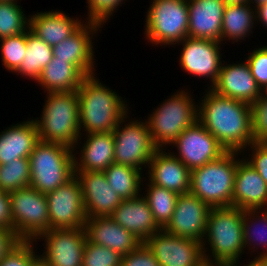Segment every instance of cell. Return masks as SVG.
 Returning a JSON list of instances; mask_svg holds the SVG:
<instances>
[{
    "label": "cell",
    "mask_w": 267,
    "mask_h": 266,
    "mask_svg": "<svg viewBox=\"0 0 267 266\" xmlns=\"http://www.w3.org/2000/svg\"><path fill=\"white\" fill-rule=\"evenodd\" d=\"M244 210L237 207L211 208L202 240L205 265L230 264L242 260Z\"/></svg>",
    "instance_id": "obj_3"
},
{
    "label": "cell",
    "mask_w": 267,
    "mask_h": 266,
    "mask_svg": "<svg viewBox=\"0 0 267 266\" xmlns=\"http://www.w3.org/2000/svg\"><path fill=\"white\" fill-rule=\"evenodd\" d=\"M111 188L122 199H132L142 193L144 171L127 165L112 163L103 171Z\"/></svg>",
    "instance_id": "obj_32"
},
{
    "label": "cell",
    "mask_w": 267,
    "mask_h": 266,
    "mask_svg": "<svg viewBox=\"0 0 267 266\" xmlns=\"http://www.w3.org/2000/svg\"><path fill=\"white\" fill-rule=\"evenodd\" d=\"M103 83L95 73L86 76L77 89L81 135L112 132L132 112L127 99Z\"/></svg>",
    "instance_id": "obj_2"
},
{
    "label": "cell",
    "mask_w": 267,
    "mask_h": 266,
    "mask_svg": "<svg viewBox=\"0 0 267 266\" xmlns=\"http://www.w3.org/2000/svg\"><path fill=\"white\" fill-rule=\"evenodd\" d=\"M241 154L267 184V143L253 142L250 146L244 149Z\"/></svg>",
    "instance_id": "obj_42"
},
{
    "label": "cell",
    "mask_w": 267,
    "mask_h": 266,
    "mask_svg": "<svg viewBox=\"0 0 267 266\" xmlns=\"http://www.w3.org/2000/svg\"><path fill=\"white\" fill-rule=\"evenodd\" d=\"M53 57V48L37 37L29 29L27 30V47L25 57L20 67L14 72L28 80H38L41 71L48 65Z\"/></svg>",
    "instance_id": "obj_31"
},
{
    "label": "cell",
    "mask_w": 267,
    "mask_h": 266,
    "mask_svg": "<svg viewBox=\"0 0 267 266\" xmlns=\"http://www.w3.org/2000/svg\"><path fill=\"white\" fill-rule=\"evenodd\" d=\"M240 61L226 63L223 60L218 79L210 89L221 96L252 105L260 97V87L246 60Z\"/></svg>",
    "instance_id": "obj_19"
},
{
    "label": "cell",
    "mask_w": 267,
    "mask_h": 266,
    "mask_svg": "<svg viewBox=\"0 0 267 266\" xmlns=\"http://www.w3.org/2000/svg\"><path fill=\"white\" fill-rule=\"evenodd\" d=\"M210 210L207 204L192 193L179 194L171 220L164 230L202 243Z\"/></svg>",
    "instance_id": "obj_17"
},
{
    "label": "cell",
    "mask_w": 267,
    "mask_h": 266,
    "mask_svg": "<svg viewBox=\"0 0 267 266\" xmlns=\"http://www.w3.org/2000/svg\"><path fill=\"white\" fill-rule=\"evenodd\" d=\"M243 236L245 253L249 258L251 255L267 258V209L244 210Z\"/></svg>",
    "instance_id": "obj_30"
},
{
    "label": "cell",
    "mask_w": 267,
    "mask_h": 266,
    "mask_svg": "<svg viewBox=\"0 0 267 266\" xmlns=\"http://www.w3.org/2000/svg\"><path fill=\"white\" fill-rule=\"evenodd\" d=\"M144 38L154 47H174L188 37L187 0H151L147 7Z\"/></svg>",
    "instance_id": "obj_8"
},
{
    "label": "cell",
    "mask_w": 267,
    "mask_h": 266,
    "mask_svg": "<svg viewBox=\"0 0 267 266\" xmlns=\"http://www.w3.org/2000/svg\"><path fill=\"white\" fill-rule=\"evenodd\" d=\"M39 141L37 126L32 118L7 126L0 131V165L18 158H29Z\"/></svg>",
    "instance_id": "obj_27"
},
{
    "label": "cell",
    "mask_w": 267,
    "mask_h": 266,
    "mask_svg": "<svg viewBox=\"0 0 267 266\" xmlns=\"http://www.w3.org/2000/svg\"><path fill=\"white\" fill-rule=\"evenodd\" d=\"M110 217L142 243L161 230L142 194L132 199L122 200Z\"/></svg>",
    "instance_id": "obj_25"
},
{
    "label": "cell",
    "mask_w": 267,
    "mask_h": 266,
    "mask_svg": "<svg viewBox=\"0 0 267 266\" xmlns=\"http://www.w3.org/2000/svg\"><path fill=\"white\" fill-rule=\"evenodd\" d=\"M0 1H19V0H0ZM21 2V0H20Z\"/></svg>",
    "instance_id": "obj_53"
},
{
    "label": "cell",
    "mask_w": 267,
    "mask_h": 266,
    "mask_svg": "<svg viewBox=\"0 0 267 266\" xmlns=\"http://www.w3.org/2000/svg\"><path fill=\"white\" fill-rule=\"evenodd\" d=\"M144 244L160 266H205L202 244L195 239L179 237L161 229Z\"/></svg>",
    "instance_id": "obj_15"
},
{
    "label": "cell",
    "mask_w": 267,
    "mask_h": 266,
    "mask_svg": "<svg viewBox=\"0 0 267 266\" xmlns=\"http://www.w3.org/2000/svg\"><path fill=\"white\" fill-rule=\"evenodd\" d=\"M30 185L47 194L75 176L73 149L52 142L39 141L29 156Z\"/></svg>",
    "instance_id": "obj_7"
},
{
    "label": "cell",
    "mask_w": 267,
    "mask_h": 266,
    "mask_svg": "<svg viewBox=\"0 0 267 266\" xmlns=\"http://www.w3.org/2000/svg\"><path fill=\"white\" fill-rule=\"evenodd\" d=\"M252 134L254 142L267 140V99L259 97L251 105Z\"/></svg>",
    "instance_id": "obj_41"
},
{
    "label": "cell",
    "mask_w": 267,
    "mask_h": 266,
    "mask_svg": "<svg viewBox=\"0 0 267 266\" xmlns=\"http://www.w3.org/2000/svg\"><path fill=\"white\" fill-rule=\"evenodd\" d=\"M45 196L50 229L84 228L87 216L81 186L76 176Z\"/></svg>",
    "instance_id": "obj_13"
},
{
    "label": "cell",
    "mask_w": 267,
    "mask_h": 266,
    "mask_svg": "<svg viewBox=\"0 0 267 266\" xmlns=\"http://www.w3.org/2000/svg\"><path fill=\"white\" fill-rule=\"evenodd\" d=\"M242 158L239 152H226L219 159L193 169L189 192L210 208L232 206L235 173Z\"/></svg>",
    "instance_id": "obj_6"
},
{
    "label": "cell",
    "mask_w": 267,
    "mask_h": 266,
    "mask_svg": "<svg viewBox=\"0 0 267 266\" xmlns=\"http://www.w3.org/2000/svg\"><path fill=\"white\" fill-rule=\"evenodd\" d=\"M260 97L267 99V84L260 88Z\"/></svg>",
    "instance_id": "obj_50"
},
{
    "label": "cell",
    "mask_w": 267,
    "mask_h": 266,
    "mask_svg": "<svg viewBox=\"0 0 267 266\" xmlns=\"http://www.w3.org/2000/svg\"><path fill=\"white\" fill-rule=\"evenodd\" d=\"M0 227L13 229L9 192L0 191Z\"/></svg>",
    "instance_id": "obj_45"
},
{
    "label": "cell",
    "mask_w": 267,
    "mask_h": 266,
    "mask_svg": "<svg viewBox=\"0 0 267 266\" xmlns=\"http://www.w3.org/2000/svg\"><path fill=\"white\" fill-rule=\"evenodd\" d=\"M186 87L174 91L156 106L145 121L158 149H167L182 132L198 120V102Z\"/></svg>",
    "instance_id": "obj_4"
},
{
    "label": "cell",
    "mask_w": 267,
    "mask_h": 266,
    "mask_svg": "<svg viewBox=\"0 0 267 266\" xmlns=\"http://www.w3.org/2000/svg\"><path fill=\"white\" fill-rule=\"evenodd\" d=\"M256 9V24L265 28L267 30V3H264Z\"/></svg>",
    "instance_id": "obj_46"
},
{
    "label": "cell",
    "mask_w": 267,
    "mask_h": 266,
    "mask_svg": "<svg viewBox=\"0 0 267 266\" xmlns=\"http://www.w3.org/2000/svg\"><path fill=\"white\" fill-rule=\"evenodd\" d=\"M86 240L85 229L74 228L50 229L42 233L35 242H44L39 258L47 266H82Z\"/></svg>",
    "instance_id": "obj_14"
},
{
    "label": "cell",
    "mask_w": 267,
    "mask_h": 266,
    "mask_svg": "<svg viewBox=\"0 0 267 266\" xmlns=\"http://www.w3.org/2000/svg\"><path fill=\"white\" fill-rule=\"evenodd\" d=\"M142 189L145 190L142 195L146 199L156 223L161 229H164L171 220L179 194L152 184L146 177L143 180Z\"/></svg>",
    "instance_id": "obj_33"
},
{
    "label": "cell",
    "mask_w": 267,
    "mask_h": 266,
    "mask_svg": "<svg viewBox=\"0 0 267 266\" xmlns=\"http://www.w3.org/2000/svg\"><path fill=\"white\" fill-rule=\"evenodd\" d=\"M21 241L13 229L0 227V261Z\"/></svg>",
    "instance_id": "obj_44"
},
{
    "label": "cell",
    "mask_w": 267,
    "mask_h": 266,
    "mask_svg": "<svg viewBox=\"0 0 267 266\" xmlns=\"http://www.w3.org/2000/svg\"><path fill=\"white\" fill-rule=\"evenodd\" d=\"M198 101V121L226 150L239 152L254 142L251 105L221 96L210 88Z\"/></svg>",
    "instance_id": "obj_1"
},
{
    "label": "cell",
    "mask_w": 267,
    "mask_h": 266,
    "mask_svg": "<svg viewBox=\"0 0 267 266\" xmlns=\"http://www.w3.org/2000/svg\"><path fill=\"white\" fill-rule=\"evenodd\" d=\"M84 229L90 242L108 247L121 255L133 252L142 243L110 216L86 218Z\"/></svg>",
    "instance_id": "obj_24"
},
{
    "label": "cell",
    "mask_w": 267,
    "mask_h": 266,
    "mask_svg": "<svg viewBox=\"0 0 267 266\" xmlns=\"http://www.w3.org/2000/svg\"><path fill=\"white\" fill-rule=\"evenodd\" d=\"M75 176L81 186L87 218L108 217L122 202L103 171H75Z\"/></svg>",
    "instance_id": "obj_18"
},
{
    "label": "cell",
    "mask_w": 267,
    "mask_h": 266,
    "mask_svg": "<svg viewBox=\"0 0 267 266\" xmlns=\"http://www.w3.org/2000/svg\"><path fill=\"white\" fill-rule=\"evenodd\" d=\"M170 146L171 150H167L190 171L217 160L226 153L218 140L198 120L185 129ZM173 148L177 152L172 151Z\"/></svg>",
    "instance_id": "obj_12"
},
{
    "label": "cell",
    "mask_w": 267,
    "mask_h": 266,
    "mask_svg": "<svg viewBox=\"0 0 267 266\" xmlns=\"http://www.w3.org/2000/svg\"><path fill=\"white\" fill-rule=\"evenodd\" d=\"M121 266H160L154 255L141 243L133 252L122 255Z\"/></svg>",
    "instance_id": "obj_43"
},
{
    "label": "cell",
    "mask_w": 267,
    "mask_h": 266,
    "mask_svg": "<svg viewBox=\"0 0 267 266\" xmlns=\"http://www.w3.org/2000/svg\"><path fill=\"white\" fill-rule=\"evenodd\" d=\"M232 206L242 210L267 209V184L244 158L237 164Z\"/></svg>",
    "instance_id": "obj_22"
},
{
    "label": "cell",
    "mask_w": 267,
    "mask_h": 266,
    "mask_svg": "<svg viewBox=\"0 0 267 266\" xmlns=\"http://www.w3.org/2000/svg\"><path fill=\"white\" fill-rule=\"evenodd\" d=\"M31 171L29 158H18L0 165V191L11 192L30 185Z\"/></svg>",
    "instance_id": "obj_35"
},
{
    "label": "cell",
    "mask_w": 267,
    "mask_h": 266,
    "mask_svg": "<svg viewBox=\"0 0 267 266\" xmlns=\"http://www.w3.org/2000/svg\"><path fill=\"white\" fill-rule=\"evenodd\" d=\"M13 230L21 240L35 241L50 230L45 194L31 186L9 192Z\"/></svg>",
    "instance_id": "obj_10"
},
{
    "label": "cell",
    "mask_w": 267,
    "mask_h": 266,
    "mask_svg": "<svg viewBox=\"0 0 267 266\" xmlns=\"http://www.w3.org/2000/svg\"><path fill=\"white\" fill-rule=\"evenodd\" d=\"M27 47V31L19 35L0 39V58L5 71L14 73L25 57Z\"/></svg>",
    "instance_id": "obj_36"
},
{
    "label": "cell",
    "mask_w": 267,
    "mask_h": 266,
    "mask_svg": "<svg viewBox=\"0 0 267 266\" xmlns=\"http://www.w3.org/2000/svg\"><path fill=\"white\" fill-rule=\"evenodd\" d=\"M253 49L251 48L250 53L248 51L245 60L257 85L261 88L267 84V44L257 45Z\"/></svg>",
    "instance_id": "obj_40"
},
{
    "label": "cell",
    "mask_w": 267,
    "mask_h": 266,
    "mask_svg": "<svg viewBox=\"0 0 267 266\" xmlns=\"http://www.w3.org/2000/svg\"><path fill=\"white\" fill-rule=\"evenodd\" d=\"M145 175L152 184L178 194L190 191L191 171L167 149L153 153Z\"/></svg>",
    "instance_id": "obj_21"
},
{
    "label": "cell",
    "mask_w": 267,
    "mask_h": 266,
    "mask_svg": "<svg viewBox=\"0 0 267 266\" xmlns=\"http://www.w3.org/2000/svg\"><path fill=\"white\" fill-rule=\"evenodd\" d=\"M264 3H267V0H249V4L254 8H256V7H258Z\"/></svg>",
    "instance_id": "obj_49"
},
{
    "label": "cell",
    "mask_w": 267,
    "mask_h": 266,
    "mask_svg": "<svg viewBox=\"0 0 267 266\" xmlns=\"http://www.w3.org/2000/svg\"><path fill=\"white\" fill-rule=\"evenodd\" d=\"M252 259L246 258V264L245 262L242 263V260L236 261L232 263L234 266H267V258H262V257H251Z\"/></svg>",
    "instance_id": "obj_47"
},
{
    "label": "cell",
    "mask_w": 267,
    "mask_h": 266,
    "mask_svg": "<svg viewBox=\"0 0 267 266\" xmlns=\"http://www.w3.org/2000/svg\"><path fill=\"white\" fill-rule=\"evenodd\" d=\"M84 22V17H69L59 9L37 10L29 15V30L53 47L71 36Z\"/></svg>",
    "instance_id": "obj_26"
},
{
    "label": "cell",
    "mask_w": 267,
    "mask_h": 266,
    "mask_svg": "<svg viewBox=\"0 0 267 266\" xmlns=\"http://www.w3.org/2000/svg\"><path fill=\"white\" fill-rule=\"evenodd\" d=\"M102 28L104 26L99 23L85 21L71 36L52 47L53 57L68 60L86 76L97 73L93 41Z\"/></svg>",
    "instance_id": "obj_16"
},
{
    "label": "cell",
    "mask_w": 267,
    "mask_h": 266,
    "mask_svg": "<svg viewBox=\"0 0 267 266\" xmlns=\"http://www.w3.org/2000/svg\"><path fill=\"white\" fill-rule=\"evenodd\" d=\"M181 45L179 67L185 73L196 78L208 80L207 88H211L217 81L223 63L221 42L209 39L187 37L175 46ZM210 85V86H209Z\"/></svg>",
    "instance_id": "obj_11"
},
{
    "label": "cell",
    "mask_w": 267,
    "mask_h": 266,
    "mask_svg": "<svg viewBox=\"0 0 267 266\" xmlns=\"http://www.w3.org/2000/svg\"><path fill=\"white\" fill-rule=\"evenodd\" d=\"M35 248V241L22 240L0 261V266H31L39 257L38 248Z\"/></svg>",
    "instance_id": "obj_39"
},
{
    "label": "cell",
    "mask_w": 267,
    "mask_h": 266,
    "mask_svg": "<svg viewBox=\"0 0 267 266\" xmlns=\"http://www.w3.org/2000/svg\"><path fill=\"white\" fill-rule=\"evenodd\" d=\"M73 153L75 171H104L114 163L113 132L80 135Z\"/></svg>",
    "instance_id": "obj_20"
},
{
    "label": "cell",
    "mask_w": 267,
    "mask_h": 266,
    "mask_svg": "<svg viewBox=\"0 0 267 266\" xmlns=\"http://www.w3.org/2000/svg\"><path fill=\"white\" fill-rule=\"evenodd\" d=\"M188 37L221 42L224 0H187Z\"/></svg>",
    "instance_id": "obj_23"
},
{
    "label": "cell",
    "mask_w": 267,
    "mask_h": 266,
    "mask_svg": "<svg viewBox=\"0 0 267 266\" xmlns=\"http://www.w3.org/2000/svg\"><path fill=\"white\" fill-rule=\"evenodd\" d=\"M226 5H232V4H245L249 3V0H224Z\"/></svg>",
    "instance_id": "obj_48"
},
{
    "label": "cell",
    "mask_w": 267,
    "mask_h": 266,
    "mask_svg": "<svg viewBox=\"0 0 267 266\" xmlns=\"http://www.w3.org/2000/svg\"><path fill=\"white\" fill-rule=\"evenodd\" d=\"M127 0H86L87 15L85 21L96 22L105 27L119 7Z\"/></svg>",
    "instance_id": "obj_38"
},
{
    "label": "cell",
    "mask_w": 267,
    "mask_h": 266,
    "mask_svg": "<svg viewBox=\"0 0 267 266\" xmlns=\"http://www.w3.org/2000/svg\"><path fill=\"white\" fill-rule=\"evenodd\" d=\"M31 266H47L39 257L31 264Z\"/></svg>",
    "instance_id": "obj_51"
},
{
    "label": "cell",
    "mask_w": 267,
    "mask_h": 266,
    "mask_svg": "<svg viewBox=\"0 0 267 266\" xmlns=\"http://www.w3.org/2000/svg\"><path fill=\"white\" fill-rule=\"evenodd\" d=\"M215 266H234V265L230 263V264H215Z\"/></svg>",
    "instance_id": "obj_52"
},
{
    "label": "cell",
    "mask_w": 267,
    "mask_h": 266,
    "mask_svg": "<svg viewBox=\"0 0 267 266\" xmlns=\"http://www.w3.org/2000/svg\"><path fill=\"white\" fill-rule=\"evenodd\" d=\"M256 25V9L249 3L225 5L222 19L221 43L235 44L250 38ZM244 40V41H243ZM225 42V43H224Z\"/></svg>",
    "instance_id": "obj_29"
},
{
    "label": "cell",
    "mask_w": 267,
    "mask_h": 266,
    "mask_svg": "<svg viewBox=\"0 0 267 266\" xmlns=\"http://www.w3.org/2000/svg\"><path fill=\"white\" fill-rule=\"evenodd\" d=\"M40 117L35 121L40 141L74 148L80 138L77 91L46 93Z\"/></svg>",
    "instance_id": "obj_5"
},
{
    "label": "cell",
    "mask_w": 267,
    "mask_h": 266,
    "mask_svg": "<svg viewBox=\"0 0 267 266\" xmlns=\"http://www.w3.org/2000/svg\"><path fill=\"white\" fill-rule=\"evenodd\" d=\"M128 113L112 131L114 137V163L146 171L158 149L153 143L145 120L130 118ZM146 168V170H145Z\"/></svg>",
    "instance_id": "obj_9"
},
{
    "label": "cell",
    "mask_w": 267,
    "mask_h": 266,
    "mask_svg": "<svg viewBox=\"0 0 267 266\" xmlns=\"http://www.w3.org/2000/svg\"><path fill=\"white\" fill-rule=\"evenodd\" d=\"M20 4L18 1H0V39L29 29V15Z\"/></svg>",
    "instance_id": "obj_34"
},
{
    "label": "cell",
    "mask_w": 267,
    "mask_h": 266,
    "mask_svg": "<svg viewBox=\"0 0 267 266\" xmlns=\"http://www.w3.org/2000/svg\"><path fill=\"white\" fill-rule=\"evenodd\" d=\"M86 75L68 60L52 57L44 67L36 83L44 93H60L77 91Z\"/></svg>",
    "instance_id": "obj_28"
},
{
    "label": "cell",
    "mask_w": 267,
    "mask_h": 266,
    "mask_svg": "<svg viewBox=\"0 0 267 266\" xmlns=\"http://www.w3.org/2000/svg\"><path fill=\"white\" fill-rule=\"evenodd\" d=\"M121 259L119 252L86 240L82 266H121Z\"/></svg>",
    "instance_id": "obj_37"
}]
</instances>
